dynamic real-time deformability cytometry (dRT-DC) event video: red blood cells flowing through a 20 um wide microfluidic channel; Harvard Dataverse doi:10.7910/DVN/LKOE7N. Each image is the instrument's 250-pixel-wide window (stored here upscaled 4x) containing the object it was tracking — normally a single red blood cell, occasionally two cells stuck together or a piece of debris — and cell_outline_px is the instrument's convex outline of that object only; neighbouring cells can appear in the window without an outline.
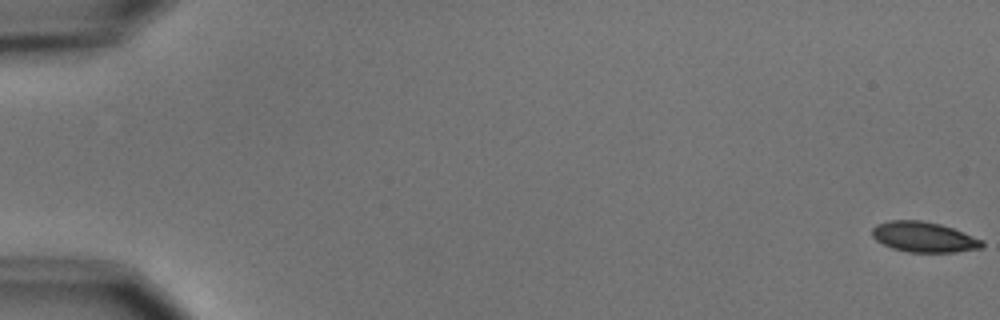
{"species": "common noctule bat (a hibernating species)", "species_latin": "Nyctalus noctula", "temperature_condition": "cold", "stored_images_in_passage": 6, "camera_frame_rate_fps": 3000, "um_per_image_px": 0.085, "animal": {"sex": "male", "body_mass_g": 15.6}, "frame": {"image": 1, "passage_image": 1, "time_ms": 0.0, "image_size_px": [1000, 320], "cell_outline_px": [[984, 244], [980, 248], [956, 252], [908, 252], [892, 248], [876, 240], [872, 236], [872, 228], [876, 224], [888, 220], [920, 220], [940, 224], [952, 228], [984, 240]], "centroid_in_image_um": [78.51, 20.14], "position_along_channel_um": 6.5, "area_um2": 19.42}}
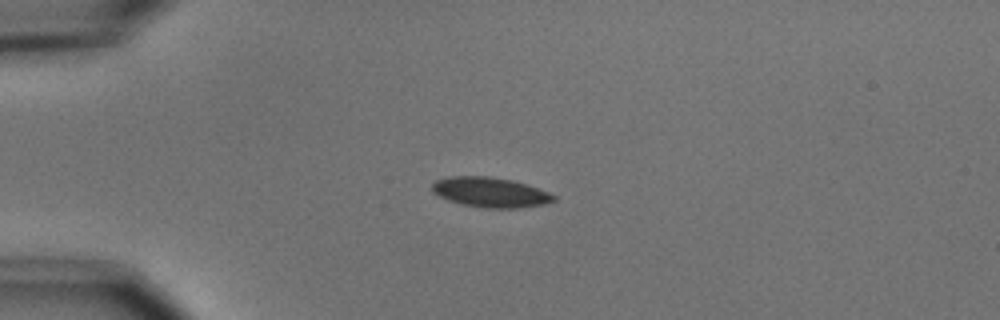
{"frame": {"image": 2, "passage_image": 5, "time_ms": 4.667, "image_size_px": [1000, 320], "cell_outline_px": [[556, 200], [544, 204], [520, 208], [484, 208], [464, 204], [448, 200], [432, 192], [432, 184], [436, 180], [448, 176], [488, 176], [512, 180], [548, 192], [556, 196]], "centroid_in_image_um": [41.66, 16.34], "position_along_channel_um": 43.3, "area_um2": 21.1}}